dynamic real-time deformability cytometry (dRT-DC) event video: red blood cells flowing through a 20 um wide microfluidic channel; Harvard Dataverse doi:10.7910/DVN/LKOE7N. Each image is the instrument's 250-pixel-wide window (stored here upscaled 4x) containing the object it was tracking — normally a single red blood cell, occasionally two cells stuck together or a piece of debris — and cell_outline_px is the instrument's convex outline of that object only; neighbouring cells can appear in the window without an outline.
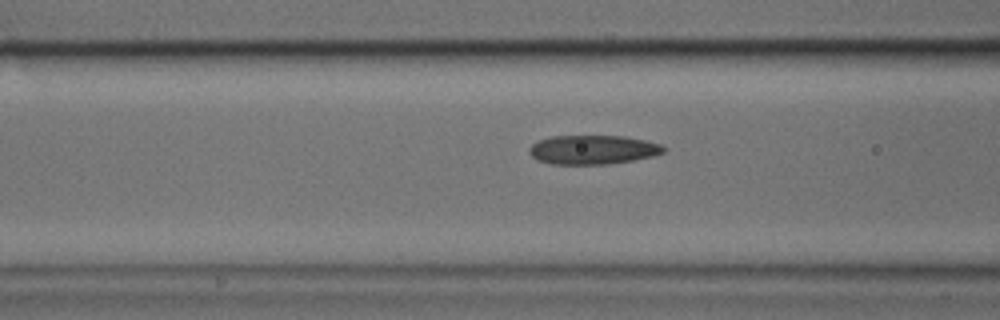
{"species": "common noctule bat (a hibernating species)", "species_latin": "Nyctalus noctula", "temperature_condition": "cold", "stored_images_in_passage": 33, "camera_frame_rate_fps": 3000, "um_per_image_px": 0.085, "animal": {"sex": "male", "body_mass_g": 17.9, "forearm_length_mm": 54.2}, "frame": {"image": 1, "passage_image": 12, "time_ms": 3.667, "image_size_px": [1000, 320], "cell_outline_px": [[668, 148], [664, 152], [652, 156], [632, 160], [608, 164], [552, 164], [540, 160], [532, 156], [528, 152], [528, 148], [532, 144], [540, 140], [552, 136], [624, 136], [644, 140], [660, 144]], "centroid_in_image_um": [50.4, 12.72], "position_along_channel_um": 116.2, "area_um2": 22.66}}
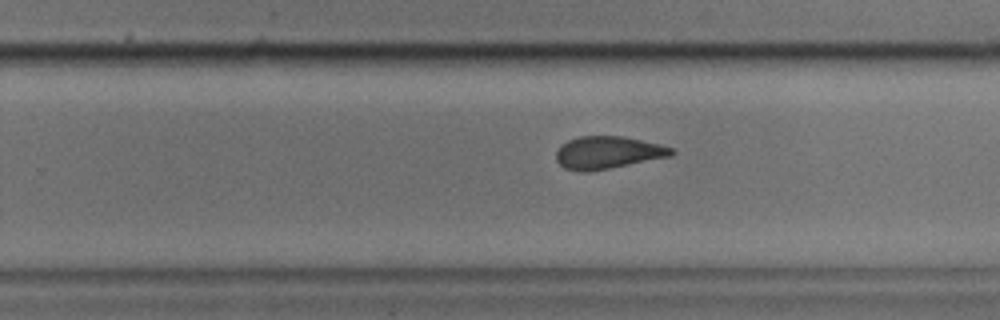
{"frame": {"image": 2, "passage_image": 24, "time_ms": 7.667, "image_size_px": [1000, 320], "cell_outline_px": [[676, 152], [672, 156], [588, 172], [580, 172], [564, 168], [556, 160], [556, 152], [560, 144], [568, 140], [580, 136], [624, 136], [660, 144], [672, 148]], "centroid_in_image_um": [51.65, 12.96], "position_along_channel_um": 278.2, "area_um2": 21.96}}
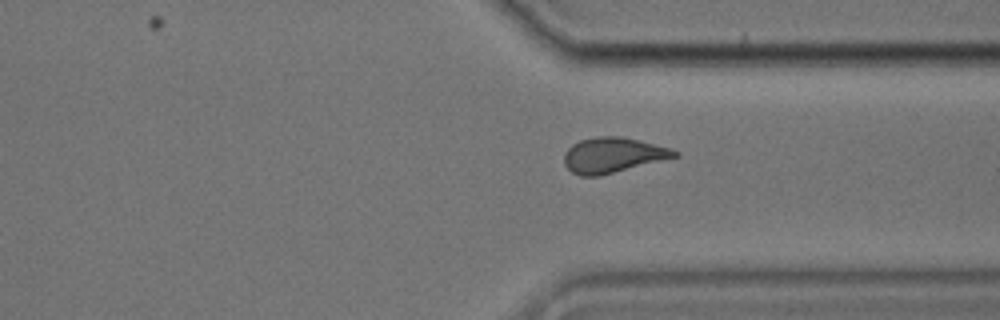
{"frame": {"image": 3, "passage_image": 30, "time_ms": 9.667, "image_size_px": [1000, 320], "cell_outline_px": [[680, 156], [600, 176], [580, 176], [572, 172], [564, 164], [564, 152], [572, 144], [580, 140], [596, 136], [620, 136], [672, 148], [680, 152]], "centroid_in_image_um": [52.1, 13.18], "position_along_channel_um": 359.3, "area_um2": 22.83}}